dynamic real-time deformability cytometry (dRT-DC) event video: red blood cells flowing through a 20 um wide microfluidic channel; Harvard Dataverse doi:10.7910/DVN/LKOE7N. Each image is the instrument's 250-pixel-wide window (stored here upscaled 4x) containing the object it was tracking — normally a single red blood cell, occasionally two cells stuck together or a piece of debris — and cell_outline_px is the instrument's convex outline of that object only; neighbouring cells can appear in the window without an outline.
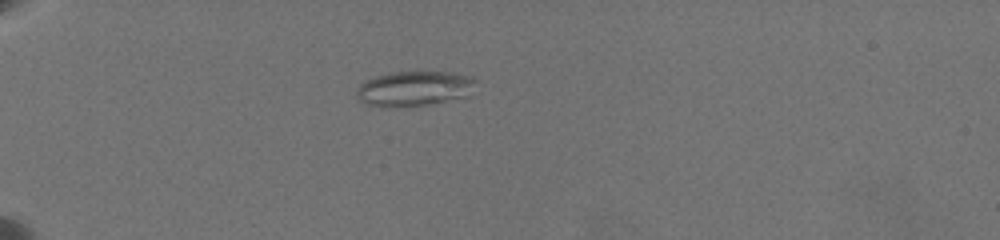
{"species": "common noctule bat (a hibernating species)", "species_latin": "Nyctalus noctula", "temperature_condition": "warm", "stored_images_in_passage": 31, "camera_frame_rate_fps": 3000, "um_per_image_px": 0.085, "animal": {"sex": "female", "body_mass_g": 19.5, "forearm_length_mm": 54.1}, "frame": {"image": 1, "passage_image": 1, "time_ms": 0.0, "image_size_px": [1000, 240], "cell_outline_px": [[476, 80], [464, 96], [428, 104], [400, 108], [388, 108], [364, 104], [356, 96], [356, 92], [360, 84], [376, 76], [392, 72], [452, 72], [472, 76]], "centroid_in_image_um": [35.12, 7.54], "position_along_channel_um": 49.9, "area_um2": 24.1}}
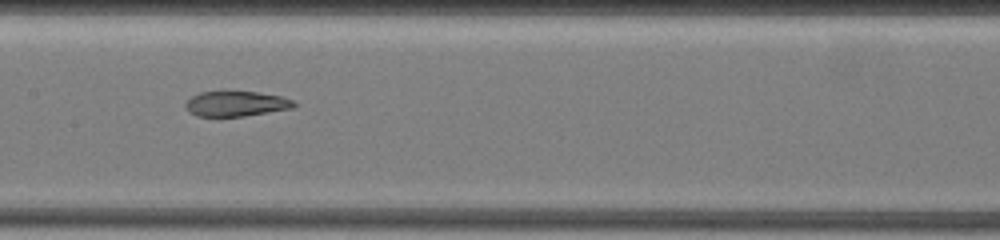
{"frame": {"image": 2, "passage_image": 9, "time_ms": 5.0, "image_size_px": [1000, 240], "cell_outline_px": [[296, 104], [292, 108], [244, 116], [196, 116], [188, 112], [184, 108], [184, 104], [192, 96], [200, 92], [256, 92], [280, 96], [292, 100]], "centroid_in_image_um": [20.01, 8.83], "position_along_channel_um": 187.4, "area_um2": 15.72}}
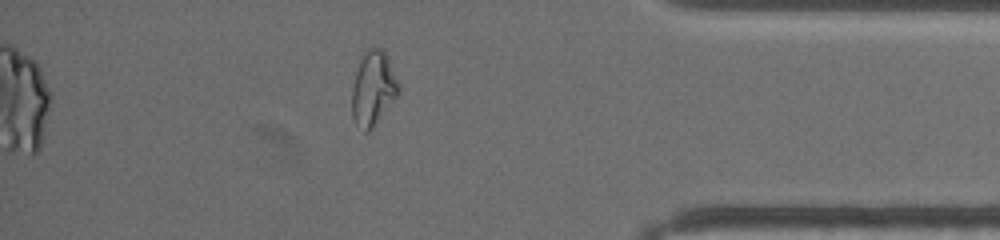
{"frame": {"image": 3, "passage_image": 22, "time_ms": 11.667, "image_size_px": [1000, 240], "cell_outline_px": [[400, 92], [372, 128], [368, 132], [364, 132], [356, 124], [352, 116], [352, 84], [364, 48], [380, 48], [384, 52], [400, 84]], "centroid_in_image_um": [31.7, 7.51], "position_along_channel_um": 403.5, "area_um2": 20.11}, "authors_computed_cell_mechanics": {"area_um2": 19.8832, "velocity_mm_per_s": 3.5668, "shape_relaxation_time_tau1_ms": null, "shape_relaxation_time_tau2_ms": 2.2654, "deformation_change_tau1": null, "deformation_change_tau2": 0.0893}}